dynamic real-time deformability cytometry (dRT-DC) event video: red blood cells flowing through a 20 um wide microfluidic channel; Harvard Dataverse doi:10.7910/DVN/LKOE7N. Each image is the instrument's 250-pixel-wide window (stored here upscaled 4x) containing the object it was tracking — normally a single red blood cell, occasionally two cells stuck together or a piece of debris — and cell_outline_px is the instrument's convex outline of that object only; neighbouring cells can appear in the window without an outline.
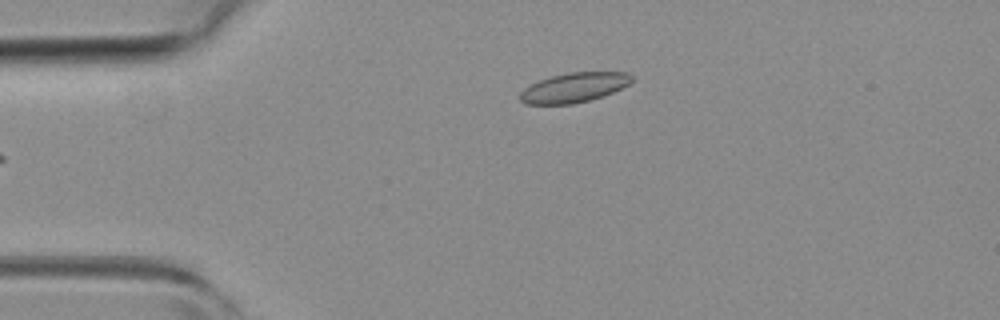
{"species": "common noctule bat (a hibernating species)", "species_latin": "Nyctalus noctula", "temperature_condition": "room temperature", "stored_images_in_passage": 33, "camera_frame_rate_fps": 3000, "um_per_image_px": 0.085, "animal": {"sex": "female", "body_mass_g": 19.3, "forearm_length_mm": 54.1}, "frame": {"image": 1, "passage_image": 1, "time_ms": 0.0, "image_size_px": [1000, 320], "cell_outline_px": [[632, 80], [628, 84], [612, 92], [588, 100], [572, 104], [524, 104], [520, 100], [520, 92], [524, 88], [540, 80], [552, 76], [568, 72], [628, 72], [632, 76]], "centroid_in_image_um": [48.76, 7.44], "position_along_channel_um": 36.2, "area_um2": 19.02}}
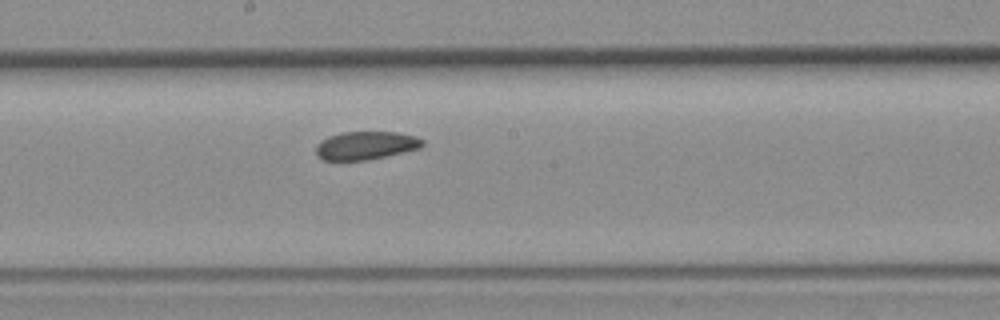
{"frame": {"image": 2, "passage_image": 16, "time_ms": 5.0, "image_size_px": [1000, 320], "cell_outline_px": [[424, 144], [420, 148], [368, 160], [324, 160], [316, 156], [316, 144], [320, 140], [328, 136], [344, 132], [396, 132], [416, 136], [424, 140]], "centroid_in_image_um": [31.07, 12.36], "position_along_channel_um": 217.1, "area_um2": 17.57}}
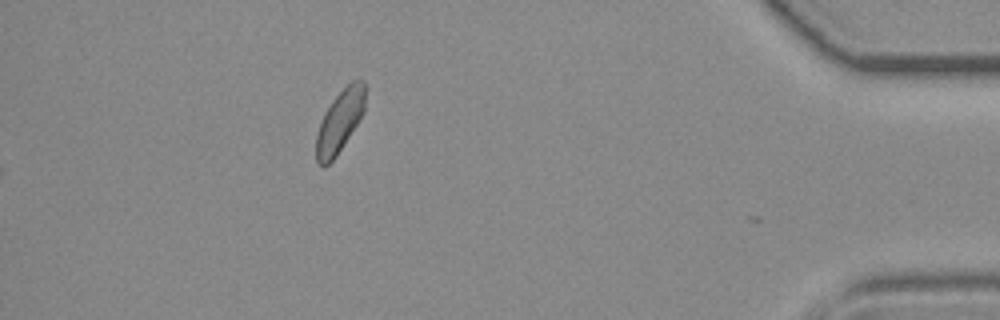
{"frame": {"image": 3, "passage_image": 33, "time_ms": 10.667, "image_size_px": [1000, 320], "cell_outline_px": [[364, 112], [336, 156], [324, 168], [316, 164], [316, 136], [324, 112], [332, 100], [352, 80], [364, 80]], "centroid_in_image_um": [28.85, 10.34], "position_along_channel_um": 406.4, "area_um2": 17.51}, "authors_computed_cell_mechanics": {"area_um2": 18.4382, "velocity_mm_per_s": 4.3168, "shape_relaxation_time_tau1_ms": 6.3676, "shape_relaxation_time_tau2_ms": null, "deformation_change_tau1": 0.0784, "deformation_change_tau2": null}}